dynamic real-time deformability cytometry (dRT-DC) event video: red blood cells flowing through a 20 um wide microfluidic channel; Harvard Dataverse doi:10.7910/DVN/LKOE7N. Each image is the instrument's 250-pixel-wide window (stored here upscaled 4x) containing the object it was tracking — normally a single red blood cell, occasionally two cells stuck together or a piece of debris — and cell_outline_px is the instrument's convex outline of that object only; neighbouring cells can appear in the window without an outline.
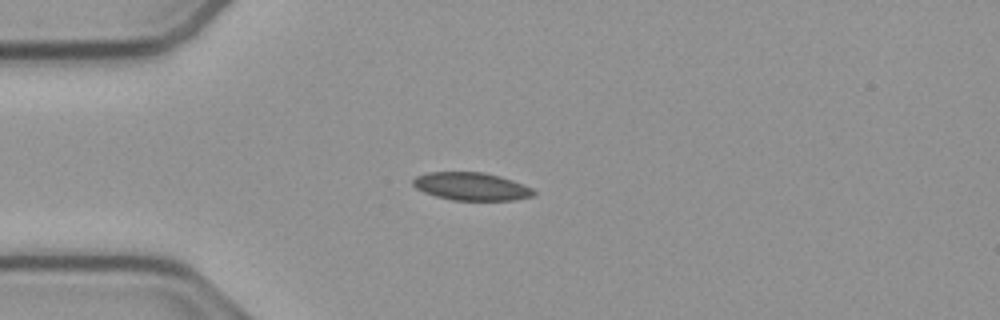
{"species": "common noctule bat (a hibernating species)", "species_latin": "Nyctalus noctula", "temperature_condition": "cold", "stored_images_in_passage": 41, "camera_frame_rate_fps": 3000, "um_per_image_px": 0.085, "animal": {"sex": "male", "body_mass_g": 23.1, "forearm_length_mm": 52.7}, "frame": {"image": 1, "passage_image": 1, "time_ms": 0.0, "image_size_px": [1000, 320], "cell_outline_px": [[536, 192], [532, 196], [516, 200], [452, 200], [436, 196], [424, 192], [416, 188], [412, 184], [412, 180], [416, 176], [428, 172], [480, 172], [500, 176], [524, 184], [532, 188]], "centroid_in_image_um": [40.06, 15.84], "position_along_channel_um": 44.9, "area_um2": 19.59}}
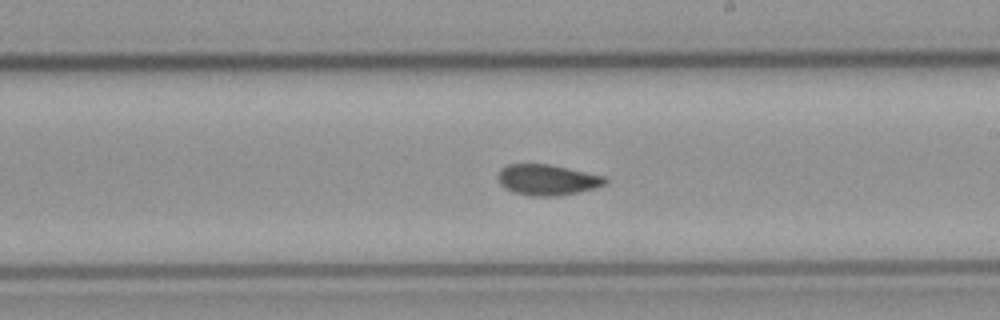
{"frame": {"image": 2, "passage_image": 18, "time_ms": 5.667, "image_size_px": [1000, 320], "cell_outline_px": [[608, 184], [596, 188], [580, 192], [560, 196], [532, 196], [512, 192], [504, 188], [500, 184], [496, 176], [508, 164], [548, 164], [568, 168], [604, 176], [608, 180]], "centroid_in_image_um": [46.55, 15.3], "position_along_channel_um": 242.5, "area_um2": 19.36}}
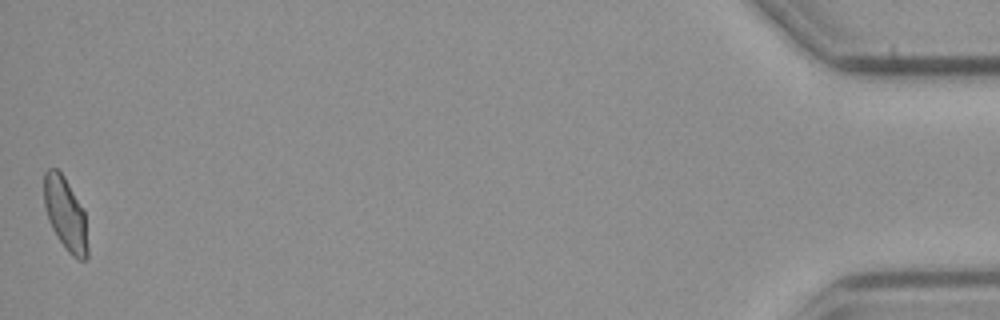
{"frame": {"image": 3, "passage_image": 41, "time_ms": 13.333, "image_size_px": [1000, 320], "cell_outline_px": [[88, 256], [84, 260], [80, 260], [72, 256], [68, 252], [56, 236], [48, 220], [44, 208], [44, 172], [48, 168], [56, 168], [64, 176], [84, 212], [88, 248]], "centroid_in_image_um": [5.54, 18.2], "position_along_channel_um": 429.7, "area_um2": 18.5}, "authors_computed_cell_mechanics": {"area_um2": 19.1318, "velocity_mm_per_s": 3.7827, "shape_relaxation_time_tau1_ms": null, "shape_relaxation_time_tau2_ms": 2.333, "deformation_change_tau1": null, "deformation_change_tau2": 0.0544}}